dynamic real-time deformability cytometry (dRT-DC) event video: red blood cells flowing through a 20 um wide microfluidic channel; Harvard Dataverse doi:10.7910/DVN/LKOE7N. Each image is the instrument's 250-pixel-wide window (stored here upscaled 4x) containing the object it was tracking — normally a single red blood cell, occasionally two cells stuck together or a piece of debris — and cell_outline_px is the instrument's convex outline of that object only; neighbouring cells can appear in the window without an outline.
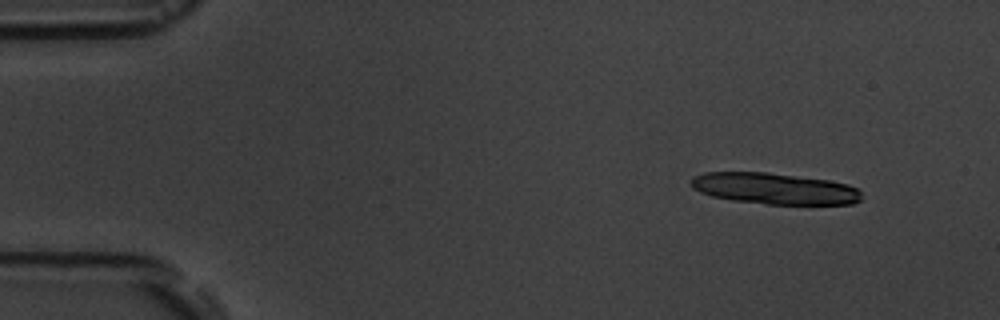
{"species": "common noctule bat (a hibernating species)", "species_latin": "Nyctalus noctula", "temperature_condition": "room temperature", "stored_images_in_passage": 8, "camera_frame_rate_fps": 3000, "um_per_image_px": 0.085, "animal": {"sex": "male", "body_mass_g": 19.5, "forearm_length_mm": 54.6}, "frame": {"image": 1, "passage_image": 1, "time_ms": 0.0, "image_size_px": [1000, 320], "cell_outline_px": [[860, 200], [852, 204], [768, 204], [732, 200], [712, 196], [700, 192], [692, 188], [692, 180], [696, 176], [704, 172], [768, 172], [828, 180], [848, 184], [856, 188], [860, 192]], "centroid_in_image_um": [65.83, 16.03], "position_along_channel_um": 19.2, "area_um2": 30.87}}
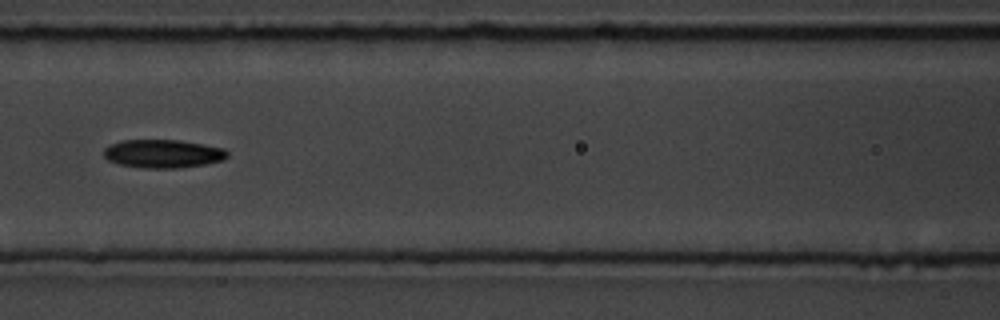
{"frame": {"image": 2, "passage_image": 6, "time_ms": 6.667, "image_size_px": [1000, 320], "cell_outline_px": [[228, 156], [224, 160], [204, 164], [176, 168], [144, 168], [116, 164], [108, 160], [104, 156], [104, 148], [108, 144], [120, 140], [180, 140], [204, 144], [224, 148], [228, 152]], "centroid_in_image_um": [13.82, 13.06], "position_along_channel_um": 152.8, "area_um2": 20.63}}
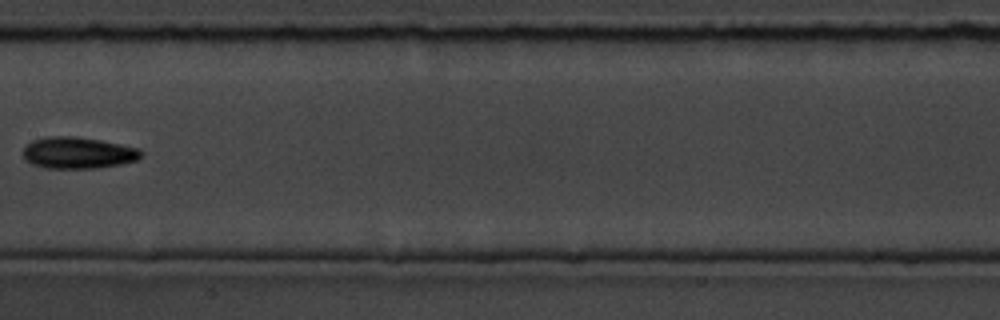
{"frame": {"image": 3, "passage_image": 7, "time_ms": 8.0, "image_size_px": [1000, 320], "cell_outline_px": [[144, 152], [136, 160], [120, 164], [96, 168], [44, 168], [32, 164], [24, 160], [24, 148], [32, 140], [44, 136], [76, 136], [100, 140], [140, 148]], "centroid_in_image_um": [6.61, 12.98], "position_along_channel_um": 200.8, "area_um2": 21.79}}